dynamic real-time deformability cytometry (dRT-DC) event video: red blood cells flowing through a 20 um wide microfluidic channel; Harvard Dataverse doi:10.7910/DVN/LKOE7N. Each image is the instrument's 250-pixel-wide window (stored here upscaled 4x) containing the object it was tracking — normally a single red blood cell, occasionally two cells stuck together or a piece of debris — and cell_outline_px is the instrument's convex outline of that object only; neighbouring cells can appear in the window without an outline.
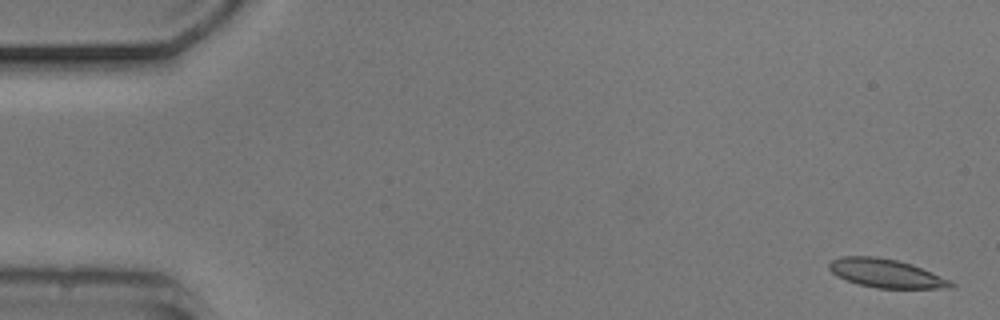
{"species": "common noctule bat (a hibernating species)", "species_latin": "Nyctalus noctula", "temperature_condition": "cold", "stored_images_in_passage": 54, "camera_frame_rate_fps": 3000, "um_per_image_px": 0.085, "animal": {"sex": "male", "body_mass_g": 20.5, "forearm_length_mm": 52.5}, "frame": {"image": 1, "passage_image": 2, "time_ms": 0.333, "image_size_px": [1000, 320], "cell_outline_px": [[956, 284], [952, 288], [876, 288], [860, 284], [836, 276], [828, 268], [828, 264], [832, 260], [840, 256], [876, 256], [896, 260], [912, 264], [952, 280]], "centroid_in_image_um": [75.34, 23.23], "position_along_channel_um": 9.7, "area_um2": 20.35}}
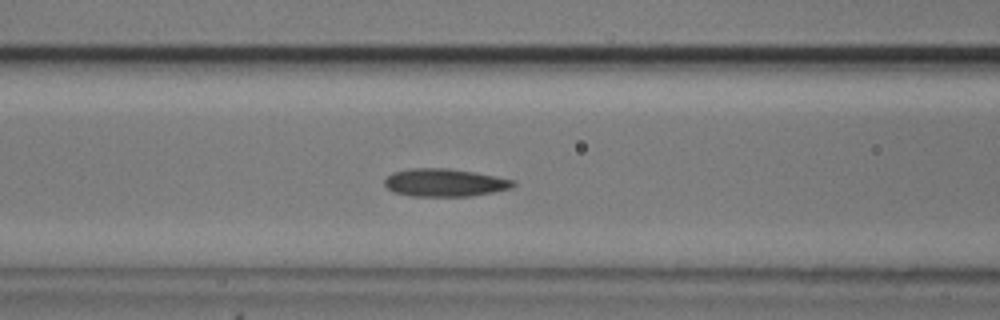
{"frame": {"image": 2, "passage_image": 22, "time_ms": 7.0, "image_size_px": [1000, 320], "cell_outline_px": [[516, 184], [512, 188], [472, 196], [412, 196], [392, 192], [384, 184], [384, 180], [392, 172], [408, 168], [448, 168], [496, 176], [516, 180]], "centroid_in_image_um": [37.79, 15.52], "position_along_channel_um": 128.8, "area_um2": 20.98}}
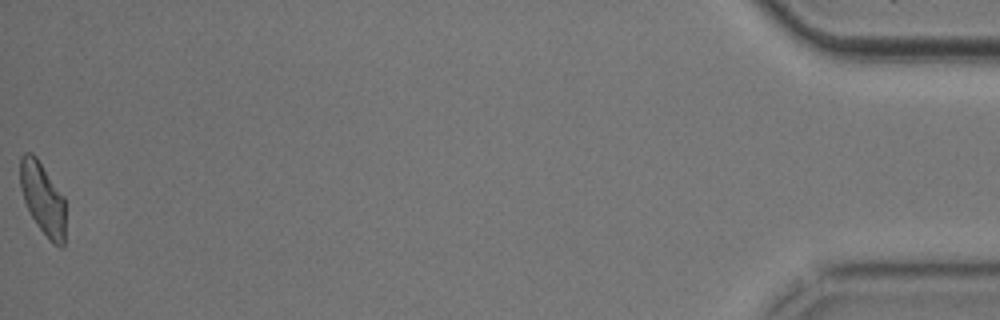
{"frame": {"image": 3, "passage_image": 54, "time_ms": 17.667, "image_size_px": [1000, 320], "cell_outline_px": [[64, 244], [60, 248], [52, 244], [36, 224], [24, 200], [20, 188], [20, 156], [24, 152], [32, 152], [36, 156], [64, 196]], "centroid_in_image_um": [3.62, 16.87], "position_along_channel_um": 431.6, "area_um2": 19.07}, "authors_computed_cell_mechanics": {"area_um2": 20.2589, "velocity_mm_per_s": 3.7675, "shape_relaxation_time_tau1_ms": 2.7164, "shape_relaxation_time_tau2_ms": 2.7624, "deformation_change_tau1": 0.1109, "deformation_change_tau2": 0.1004}}